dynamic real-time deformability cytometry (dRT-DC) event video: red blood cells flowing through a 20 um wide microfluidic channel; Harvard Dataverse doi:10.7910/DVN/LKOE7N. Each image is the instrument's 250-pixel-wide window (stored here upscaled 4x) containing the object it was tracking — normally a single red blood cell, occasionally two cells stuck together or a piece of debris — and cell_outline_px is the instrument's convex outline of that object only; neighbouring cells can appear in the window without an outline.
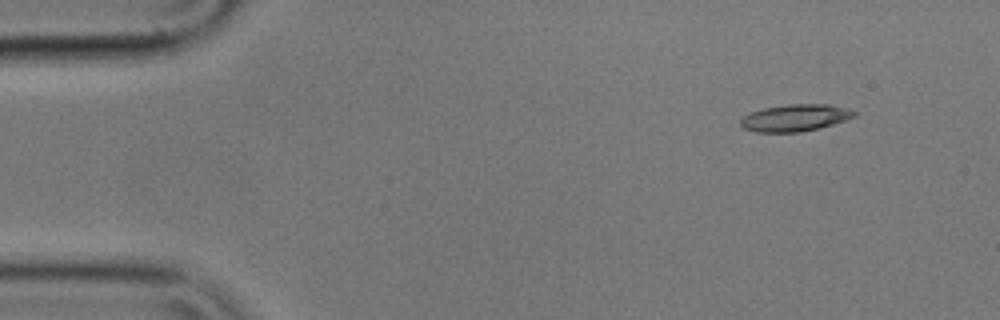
{"species": "common noctule bat (a hibernating species)", "species_latin": "Nyctalus noctula", "temperature_condition": "cold", "stored_images_in_passage": 5, "camera_frame_rate_fps": 3000, "um_per_image_px": 0.085, "animal": {"sex": "male", "body_mass_g": 17.9}, "frame": {"image": 1, "passage_image": 2, "time_ms": 0.333, "image_size_px": [1000, 320], "cell_outline_px": [[856, 116], [820, 128], [800, 132], [756, 132], [744, 128], [740, 124], [740, 120], [744, 116], [752, 112], [764, 108], [788, 104], [828, 104], [848, 108], [856, 112]], "centroid_in_image_um": [67.6, 10.01], "position_along_channel_um": 17.4, "area_um2": 17.74}}
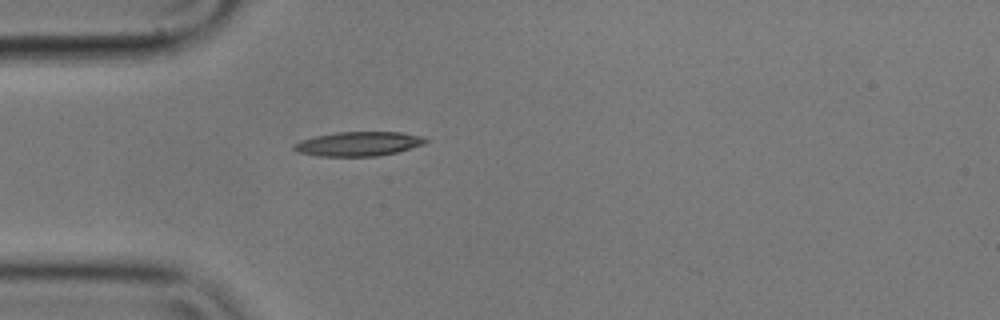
{"frame": {"image": 2, "passage_image": 5, "time_ms": 1.333, "image_size_px": [1000, 320], "cell_outline_px": [[428, 140], [424, 144], [396, 152], [376, 156], [316, 156], [296, 152], [292, 148], [292, 144], [300, 140], [316, 136], [336, 132], [400, 132], [424, 136]], "centroid_in_image_um": [30.43, 12.22], "position_along_channel_um": 54.6, "area_um2": 18.73}}